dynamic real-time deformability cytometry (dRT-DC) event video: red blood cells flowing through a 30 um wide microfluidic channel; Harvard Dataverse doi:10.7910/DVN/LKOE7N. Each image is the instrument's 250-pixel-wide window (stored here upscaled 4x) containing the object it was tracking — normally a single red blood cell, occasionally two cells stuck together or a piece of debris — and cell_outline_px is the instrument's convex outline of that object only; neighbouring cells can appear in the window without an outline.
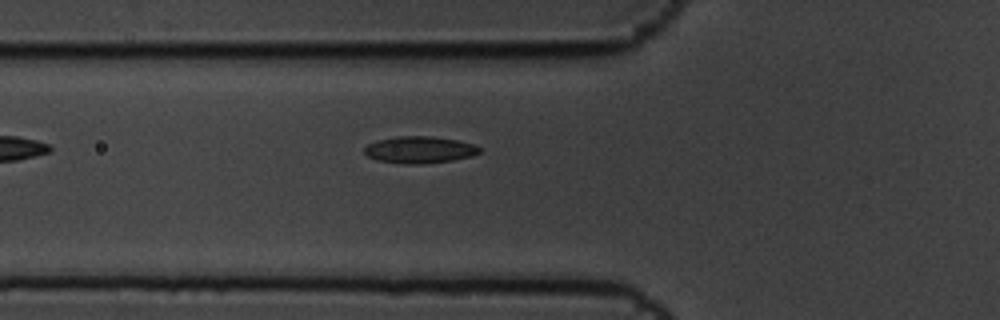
{"species": "common noctule bat (a hibernating species)", "species_latin": "Nyctalus noctula", "temperature_condition": "cold", "stored_images_in_passage": 2, "camera_frame_rate_fps": 3000, "um_per_image_px": 0.085, "animal": {"sex": "male", "body_mass_g": 19.5, "forearm_length_mm": 54.6}, "frame": {"image": 1, "passage_image": 2, "time_ms": 0.333, "image_size_px": [1000, 320], "cell_outline_px": [[480, 152], [472, 156], [452, 160], [424, 164], [408, 164], [376, 160], [368, 156], [364, 152], [364, 148], [368, 144], [376, 140], [396, 136], [432, 136], [456, 140], [476, 144], [480, 148]], "centroid_in_image_um": [35.66, 12.72], "position_along_channel_um": 90.1, "area_um2": 18.09}}